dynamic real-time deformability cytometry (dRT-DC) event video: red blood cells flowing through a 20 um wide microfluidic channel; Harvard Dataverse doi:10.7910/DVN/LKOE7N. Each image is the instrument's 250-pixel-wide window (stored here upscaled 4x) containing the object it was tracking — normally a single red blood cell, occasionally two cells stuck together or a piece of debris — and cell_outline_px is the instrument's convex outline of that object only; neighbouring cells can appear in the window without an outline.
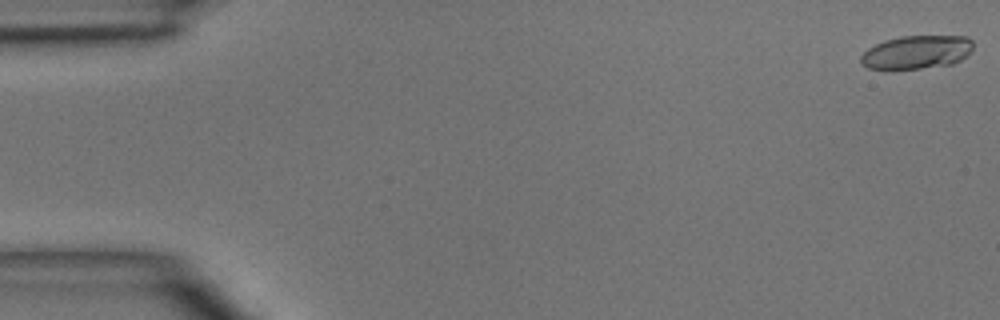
{"species": "common noctule bat (a hibernating species)", "species_latin": "Nyctalus noctula", "temperature_condition": "room temperature", "stored_images_in_passage": 4, "camera_frame_rate_fps": 3000, "um_per_image_px": 0.085, "animal": {"sex": "male", "body_mass_g": 15.6}, "frame": {"image": 1, "passage_image": 1, "time_ms": 0.0, "image_size_px": [1000, 320], "cell_outline_px": [[972, 48], [968, 56], [952, 64], [892, 72], [884, 72], [868, 68], [860, 64], [860, 56], [868, 48], [884, 40], [900, 36], [968, 36], [972, 40]], "centroid_in_image_um": [77.85, 4.48], "position_along_channel_um": 7.2, "area_um2": 22.72}}
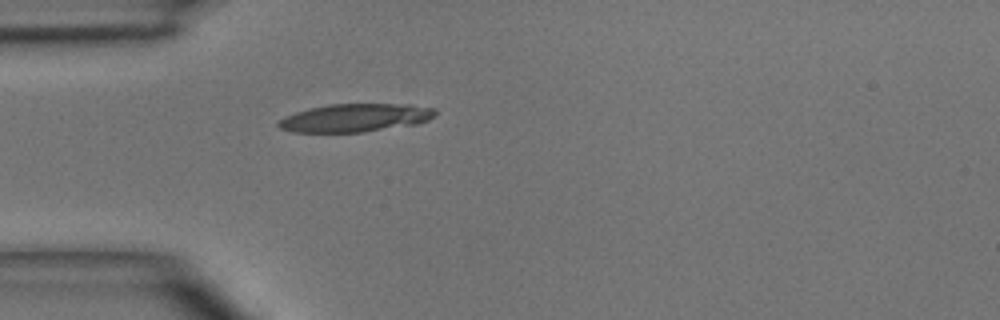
{"frame": {"image": 2, "passage_image": 4, "time_ms": 4.333, "image_size_px": [1000, 320], "cell_outline_px": [[436, 116], [428, 120], [416, 124], [364, 132], [292, 132], [280, 128], [276, 124], [284, 116], [296, 112], [328, 104], [412, 104], [436, 108]], "centroid_in_image_um": [30.23, 10.01], "position_along_channel_um": 54.8, "area_um2": 25.78}}